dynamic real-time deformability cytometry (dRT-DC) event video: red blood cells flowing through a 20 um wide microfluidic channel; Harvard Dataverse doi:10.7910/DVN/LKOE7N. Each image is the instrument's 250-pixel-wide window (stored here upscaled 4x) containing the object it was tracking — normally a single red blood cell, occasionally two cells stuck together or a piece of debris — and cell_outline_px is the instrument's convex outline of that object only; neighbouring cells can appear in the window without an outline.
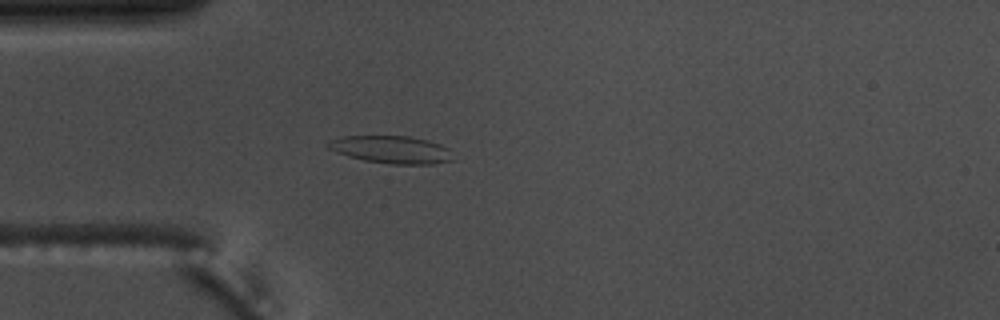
{"species": "common noctule bat (a hibernating species)", "species_latin": "Nyctalus noctula", "temperature_condition": "warm", "stored_images_in_passage": 47, "camera_frame_rate_fps": 3000, "um_per_image_px": 0.085, "animal": {"sex": "male", "body_mass_g": 17.5, "forearm_length_mm": 52.3}, "frame": {"image": 1, "passage_image": 7, "time_ms": 2.0, "image_size_px": [1000, 320], "cell_outline_px": [[452, 160], [432, 164], [392, 164], [364, 160], [348, 156], [336, 152], [328, 148], [324, 144], [328, 140], [340, 136], [408, 136], [428, 140], [440, 144], [448, 148]], "centroid_in_image_um": [33.2, 12.7], "position_along_channel_um": 51.8, "area_um2": 20.06}}
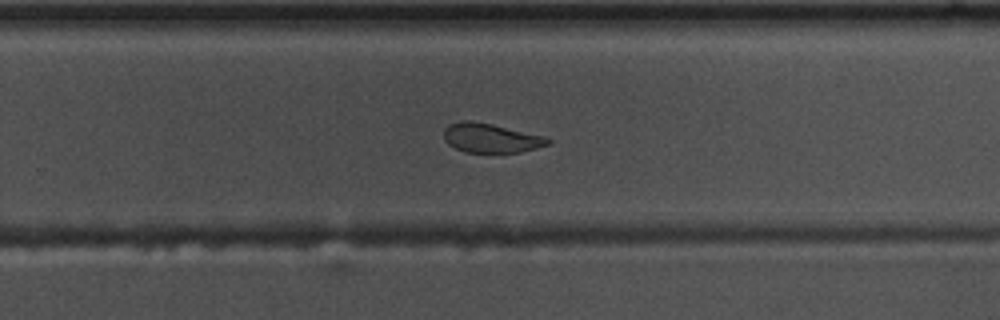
{"frame": {"image": 2, "passage_image": 27, "time_ms": 8.667, "image_size_px": [1000, 320], "cell_outline_px": [[552, 140], [548, 144], [536, 148], [520, 152], [464, 152], [448, 144], [444, 140], [444, 128], [448, 124], [464, 120], [472, 120], [492, 124], [544, 136]], "centroid_in_image_um": [41.69, 11.72], "position_along_channel_um": 288.1, "area_um2": 17.69}}
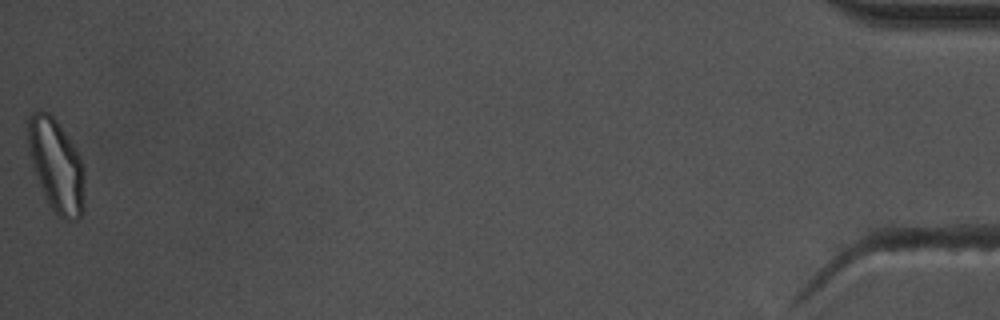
{"frame": {"image": 3, "passage_image": 47, "time_ms": 15.333, "image_size_px": [1000, 320], "cell_outline_px": [[84, 208], [80, 216], [76, 220], [68, 220], [60, 216], [52, 208], [44, 196], [32, 168], [28, 152], [28, 116], [32, 112], [40, 108], [48, 112], [56, 120], [76, 148], [80, 156], [84, 168]], "centroid_in_image_um": [4.77, 14.03], "position_along_channel_um": 430.4, "area_um2": 30.92}, "authors_computed_cell_mechanics": {"area_um2": 19.8832, "velocity_mm_per_s": 3.668, "shape_relaxation_time_tau1_ms": 10.7398, "shape_relaxation_time_tau2_ms": 2.2681, "deformation_change_tau1": 0.216, "deformation_change_tau2": 0.0807}}